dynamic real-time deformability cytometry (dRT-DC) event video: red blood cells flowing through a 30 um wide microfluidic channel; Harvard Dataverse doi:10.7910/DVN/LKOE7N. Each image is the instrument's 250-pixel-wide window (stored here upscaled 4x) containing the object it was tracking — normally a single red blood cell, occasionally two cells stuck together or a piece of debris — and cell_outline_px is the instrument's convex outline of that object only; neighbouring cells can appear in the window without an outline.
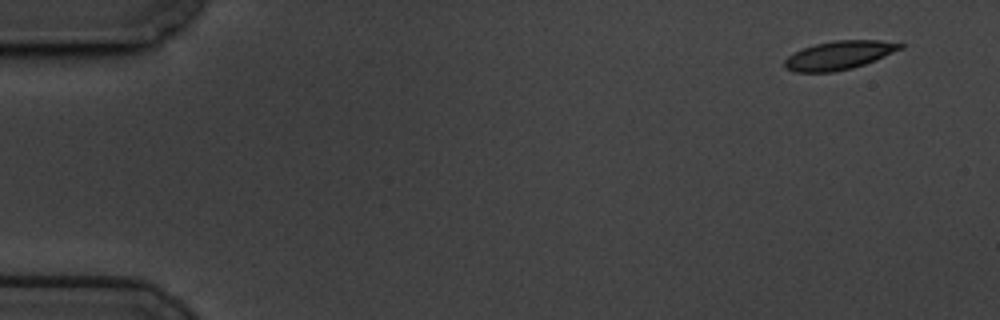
{"species": "common noctule bat (a hibernating species)", "species_latin": "Nyctalus noctula", "temperature_condition": "cold", "stored_images_in_passage": 5, "camera_frame_rate_fps": 3000, "um_per_image_px": 0.085, "animal": {"sex": "male", "body_mass_g": 19.5, "forearm_length_mm": 54.6}, "frame": {"image": 1, "passage_image": 1, "time_ms": 0.0, "image_size_px": [1000, 320], "cell_outline_px": [[904, 48], [876, 60], [852, 68], [832, 72], [796, 72], [784, 68], [784, 60], [788, 56], [804, 48], [816, 44], [832, 40], [880, 40], [904, 44]], "centroid_in_image_um": [71.34, 4.69], "position_along_channel_um": 13.7, "area_um2": 19.25}}
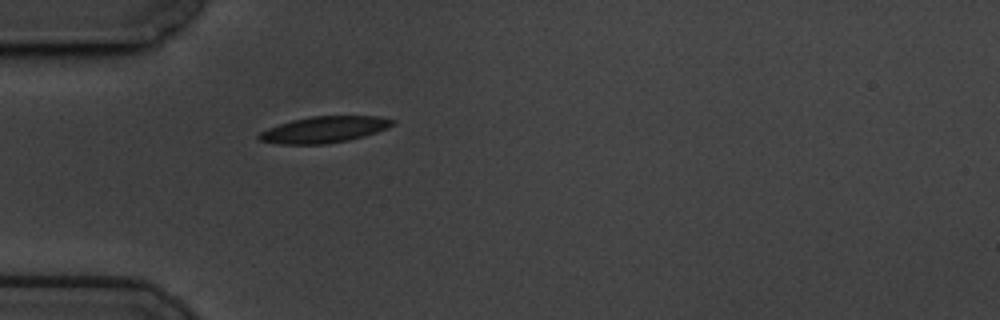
{"frame": {"image": 2, "passage_image": 5, "time_ms": 1.333, "image_size_px": [1000, 320], "cell_outline_px": [[396, 124], [388, 128], [364, 136], [348, 140], [324, 144], [280, 144], [256, 140], [256, 136], [260, 132], [268, 128], [292, 120], [312, 116], [380, 116], [396, 120]], "centroid_in_image_um": [27.56, 11.01], "position_along_channel_um": 57.4, "area_um2": 20.58}}